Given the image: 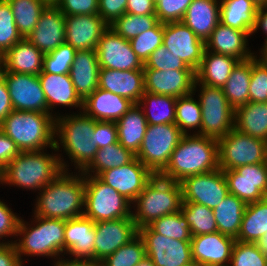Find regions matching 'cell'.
<instances>
[{
	"label": "cell",
	"instance_id": "obj_18",
	"mask_svg": "<svg viewBox=\"0 0 267 266\" xmlns=\"http://www.w3.org/2000/svg\"><path fill=\"white\" fill-rule=\"evenodd\" d=\"M96 51L100 68L121 71L144 68L129 40L118 35L111 27L101 36Z\"/></svg>",
	"mask_w": 267,
	"mask_h": 266
},
{
	"label": "cell",
	"instance_id": "obj_31",
	"mask_svg": "<svg viewBox=\"0 0 267 266\" xmlns=\"http://www.w3.org/2000/svg\"><path fill=\"white\" fill-rule=\"evenodd\" d=\"M4 71L39 75L43 70L44 54L22 38L3 54Z\"/></svg>",
	"mask_w": 267,
	"mask_h": 266
},
{
	"label": "cell",
	"instance_id": "obj_34",
	"mask_svg": "<svg viewBox=\"0 0 267 266\" xmlns=\"http://www.w3.org/2000/svg\"><path fill=\"white\" fill-rule=\"evenodd\" d=\"M258 8L253 0H220V22L252 35Z\"/></svg>",
	"mask_w": 267,
	"mask_h": 266
},
{
	"label": "cell",
	"instance_id": "obj_54",
	"mask_svg": "<svg viewBox=\"0 0 267 266\" xmlns=\"http://www.w3.org/2000/svg\"><path fill=\"white\" fill-rule=\"evenodd\" d=\"M56 7L65 16L98 14V0H60Z\"/></svg>",
	"mask_w": 267,
	"mask_h": 266
},
{
	"label": "cell",
	"instance_id": "obj_12",
	"mask_svg": "<svg viewBox=\"0 0 267 266\" xmlns=\"http://www.w3.org/2000/svg\"><path fill=\"white\" fill-rule=\"evenodd\" d=\"M145 244L146 256L156 266H185L192 260L191 242L167 238L149 226L138 229Z\"/></svg>",
	"mask_w": 267,
	"mask_h": 266
},
{
	"label": "cell",
	"instance_id": "obj_57",
	"mask_svg": "<svg viewBox=\"0 0 267 266\" xmlns=\"http://www.w3.org/2000/svg\"><path fill=\"white\" fill-rule=\"evenodd\" d=\"M127 0H98V15L110 26L126 13Z\"/></svg>",
	"mask_w": 267,
	"mask_h": 266
},
{
	"label": "cell",
	"instance_id": "obj_24",
	"mask_svg": "<svg viewBox=\"0 0 267 266\" xmlns=\"http://www.w3.org/2000/svg\"><path fill=\"white\" fill-rule=\"evenodd\" d=\"M95 222L84 215L65 222V254L94 263ZM74 256V257H73Z\"/></svg>",
	"mask_w": 267,
	"mask_h": 266
},
{
	"label": "cell",
	"instance_id": "obj_63",
	"mask_svg": "<svg viewBox=\"0 0 267 266\" xmlns=\"http://www.w3.org/2000/svg\"><path fill=\"white\" fill-rule=\"evenodd\" d=\"M54 260H55L54 261L55 264L53 263L54 266H96L93 262L88 260L73 259V258L69 260L62 258V256Z\"/></svg>",
	"mask_w": 267,
	"mask_h": 266
},
{
	"label": "cell",
	"instance_id": "obj_4",
	"mask_svg": "<svg viewBox=\"0 0 267 266\" xmlns=\"http://www.w3.org/2000/svg\"><path fill=\"white\" fill-rule=\"evenodd\" d=\"M94 128L95 119L83 111L64 116L59 113L55 118L54 151L59 152L60 147L63 148L78 172H82L92 162L99 150L90 142Z\"/></svg>",
	"mask_w": 267,
	"mask_h": 266
},
{
	"label": "cell",
	"instance_id": "obj_7",
	"mask_svg": "<svg viewBox=\"0 0 267 266\" xmlns=\"http://www.w3.org/2000/svg\"><path fill=\"white\" fill-rule=\"evenodd\" d=\"M131 217L138 229L166 215L181 211L183 196L180 182L154 175L132 202Z\"/></svg>",
	"mask_w": 267,
	"mask_h": 266
},
{
	"label": "cell",
	"instance_id": "obj_19",
	"mask_svg": "<svg viewBox=\"0 0 267 266\" xmlns=\"http://www.w3.org/2000/svg\"><path fill=\"white\" fill-rule=\"evenodd\" d=\"M154 174L136 157L126 165L103 171L98 177L131 203Z\"/></svg>",
	"mask_w": 267,
	"mask_h": 266
},
{
	"label": "cell",
	"instance_id": "obj_21",
	"mask_svg": "<svg viewBox=\"0 0 267 266\" xmlns=\"http://www.w3.org/2000/svg\"><path fill=\"white\" fill-rule=\"evenodd\" d=\"M146 92L170 95L176 98L193 92L196 80L194 70L143 69Z\"/></svg>",
	"mask_w": 267,
	"mask_h": 266
},
{
	"label": "cell",
	"instance_id": "obj_50",
	"mask_svg": "<svg viewBox=\"0 0 267 266\" xmlns=\"http://www.w3.org/2000/svg\"><path fill=\"white\" fill-rule=\"evenodd\" d=\"M267 256L257 243L235 241L229 266H266Z\"/></svg>",
	"mask_w": 267,
	"mask_h": 266
},
{
	"label": "cell",
	"instance_id": "obj_3",
	"mask_svg": "<svg viewBox=\"0 0 267 266\" xmlns=\"http://www.w3.org/2000/svg\"><path fill=\"white\" fill-rule=\"evenodd\" d=\"M219 169L218 140L199 134L184 135L171 154L163 178L181 182L184 178Z\"/></svg>",
	"mask_w": 267,
	"mask_h": 266
},
{
	"label": "cell",
	"instance_id": "obj_22",
	"mask_svg": "<svg viewBox=\"0 0 267 266\" xmlns=\"http://www.w3.org/2000/svg\"><path fill=\"white\" fill-rule=\"evenodd\" d=\"M108 27L98 14L65 16V43L76 51L96 50Z\"/></svg>",
	"mask_w": 267,
	"mask_h": 266
},
{
	"label": "cell",
	"instance_id": "obj_33",
	"mask_svg": "<svg viewBox=\"0 0 267 266\" xmlns=\"http://www.w3.org/2000/svg\"><path fill=\"white\" fill-rule=\"evenodd\" d=\"M116 123L118 142L137 154L147 130V120L142 108L134 104Z\"/></svg>",
	"mask_w": 267,
	"mask_h": 266
},
{
	"label": "cell",
	"instance_id": "obj_47",
	"mask_svg": "<svg viewBox=\"0 0 267 266\" xmlns=\"http://www.w3.org/2000/svg\"><path fill=\"white\" fill-rule=\"evenodd\" d=\"M164 23L158 22L153 28L142 32L129 40L132 50L136 53L143 64L163 43Z\"/></svg>",
	"mask_w": 267,
	"mask_h": 266
},
{
	"label": "cell",
	"instance_id": "obj_9",
	"mask_svg": "<svg viewBox=\"0 0 267 266\" xmlns=\"http://www.w3.org/2000/svg\"><path fill=\"white\" fill-rule=\"evenodd\" d=\"M200 86L199 102L202 111L201 135L219 139L234 128L235 110L229 104L223 88L194 83L193 92Z\"/></svg>",
	"mask_w": 267,
	"mask_h": 266
},
{
	"label": "cell",
	"instance_id": "obj_36",
	"mask_svg": "<svg viewBox=\"0 0 267 266\" xmlns=\"http://www.w3.org/2000/svg\"><path fill=\"white\" fill-rule=\"evenodd\" d=\"M266 233L267 197L247 204L236 240L244 243H258Z\"/></svg>",
	"mask_w": 267,
	"mask_h": 266
},
{
	"label": "cell",
	"instance_id": "obj_65",
	"mask_svg": "<svg viewBox=\"0 0 267 266\" xmlns=\"http://www.w3.org/2000/svg\"><path fill=\"white\" fill-rule=\"evenodd\" d=\"M261 53H259L260 57L259 60L263 62L264 64H267V41L264 42L262 48H260Z\"/></svg>",
	"mask_w": 267,
	"mask_h": 266
},
{
	"label": "cell",
	"instance_id": "obj_38",
	"mask_svg": "<svg viewBox=\"0 0 267 266\" xmlns=\"http://www.w3.org/2000/svg\"><path fill=\"white\" fill-rule=\"evenodd\" d=\"M252 58L239 61L223 86L224 94L234 110L249 102Z\"/></svg>",
	"mask_w": 267,
	"mask_h": 266
},
{
	"label": "cell",
	"instance_id": "obj_42",
	"mask_svg": "<svg viewBox=\"0 0 267 266\" xmlns=\"http://www.w3.org/2000/svg\"><path fill=\"white\" fill-rule=\"evenodd\" d=\"M194 95V92H192L177 98L176 101L175 124L184 135H188V131L192 129H195L192 134L201 135V105L199 100H195ZM196 130L198 131L196 132Z\"/></svg>",
	"mask_w": 267,
	"mask_h": 266
},
{
	"label": "cell",
	"instance_id": "obj_45",
	"mask_svg": "<svg viewBox=\"0 0 267 266\" xmlns=\"http://www.w3.org/2000/svg\"><path fill=\"white\" fill-rule=\"evenodd\" d=\"M145 256V244L138 234L129 243L108 255L98 266H136Z\"/></svg>",
	"mask_w": 267,
	"mask_h": 266
},
{
	"label": "cell",
	"instance_id": "obj_5",
	"mask_svg": "<svg viewBox=\"0 0 267 266\" xmlns=\"http://www.w3.org/2000/svg\"><path fill=\"white\" fill-rule=\"evenodd\" d=\"M33 216V221L36 223L31 221L33 226L23 219L20 220L17 230L19 238L17 237V240H14L21 263L24 265L23 255L45 256L55 259L60 257V255L64 257L66 220ZM21 235L22 237H20Z\"/></svg>",
	"mask_w": 267,
	"mask_h": 266
},
{
	"label": "cell",
	"instance_id": "obj_8",
	"mask_svg": "<svg viewBox=\"0 0 267 266\" xmlns=\"http://www.w3.org/2000/svg\"><path fill=\"white\" fill-rule=\"evenodd\" d=\"M84 216L94 222L132 218V203L98 176H84Z\"/></svg>",
	"mask_w": 267,
	"mask_h": 266
},
{
	"label": "cell",
	"instance_id": "obj_28",
	"mask_svg": "<svg viewBox=\"0 0 267 266\" xmlns=\"http://www.w3.org/2000/svg\"><path fill=\"white\" fill-rule=\"evenodd\" d=\"M99 71L100 65L96 50L90 49L76 52L69 76L76 93L82 101L98 88Z\"/></svg>",
	"mask_w": 267,
	"mask_h": 266
},
{
	"label": "cell",
	"instance_id": "obj_51",
	"mask_svg": "<svg viewBox=\"0 0 267 266\" xmlns=\"http://www.w3.org/2000/svg\"><path fill=\"white\" fill-rule=\"evenodd\" d=\"M249 102H267V64L261 62L257 55L252 57Z\"/></svg>",
	"mask_w": 267,
	"mask_h": 266
},
{
	"label": "cell",
	"instance_id": "obj_11",
	"mask_svg": "<svg viewBox=\"0 0 267 266\" xmlns=\"http://www.w3.org/2000/svg\"><path fill=\"white\" fill-rule=\"evenodd\" d=\"M219 169L267 162V142L240 132L235 127L218 139Z\"/></svg>",
	"mask_w": 267,
	"mask_h": 266
},
{
	"label": "cell",
	"instance_id": "obj_41",
	"mask_svg": "<svg viewBox=\"0 0 267 266\" xmlns=\"http://www.w3.org/2000/svg\"><path fill=\"white\" fill-rule=\"evenodd\" d=\"M14 15L15 25L22 38H26L35 28L48 6L42 0H7Z\"/></svg>",
	"mask_w": 267,
	"mask_h": 266
},
{
	"label": "cell",
	"instance_id": "obj_61",
	"mask_svg": "<svg viewBox=\"0 0 267 266\" xmlns=\"http://www.w3.org/2000/svg\"><path fill=\"white\" fill-rule=\"evenodd\" d=\"M13 111L7 84L0 76V123Z\"/></svg>",
	"mask_w": 267,
	"mask_h": 266
},
{
	"label": "cell",
	"instance_id": "obj_25",
	"mask_svg": "<svg viewBox=\"0 0 267 266\" xmlns=\"http://www.w3.org/2000/svg\"><path fill=\"white\" fill-rule=\"evenodd\" d=\"M98 88L138 104L145 92L143 69L121 71L100 68Z\"/></svg>",
	"mask_w": 267,
	"mask_h": 266
},
{
	"label": "cell",
	"instance_id": "obj_40",
	"mask_svg": "<svg viewBox=\"0 0 267 266\" xmlns=\"http://www.w3.org/2000/svg\"><path fill=\"white\" fill-rule=\"evenodd\" d=\"M134 158L135 154L117 142L99 149L82 173L84 176H99L103 171L126 165Z\"/></svg>",
	"mask_w": 267,
	"mask_h": 266
},
{
	"label": "cell",
	"instance_id": "obj_55",
	"mask_svg": "<svg viewBox=\"0 0 267 266\" xmlns=\"http://www.w3.org/2000/svg\"><path fill=\"white\" fill-rule=\"evenodd\" d=\"M99 149L118 142L117 126L115 122L96 121L93 137L90 140Z\"/></svg>",
	"mask_w": 267,
	"mask_h": 266
},
{
	"label": "cell",
	"instance_id": "obj_62",
	"mask_svg": "<svg viewBox=\"0 0 267 266\" xmlns=\"http://www.w3.org/2000/svg\"><path fill=\"white\" fill-rule=\"evenodd\" d=\"M260 28L266 34L265 41H267V5L259 6L252 34L257 33V30Z\"/></svg>",
	"mask_w": 267,
	"mask_h": 266
},
{
	"label": "cell",
	"instance_id": "obj_32",
	"mask_svg": "<svg viewBox=\"0 0 267 266\" xmlns=\"http://www.w3.org/2000/svg\"><path fill=\"white\" fill-rule=\"evenodd\" d=\"M238 62L232 56L204 50L201 64L195 72V83L223 88Z\"/></svg>",
	"mask_w": 267,
	"mask_h": 266
},
{
	"label": "cell",
	"instance_id": "obj_53",
	"mask_svg": "<svg viewBox=\"0 0 267 266\" xmlns=\"http://www.w3.org/2000/svg\"><path fill=\"white\" fill-rule=\"evenodd\" d=\"M193 0H159L155 4V15L161 23L181 21Z\"/></svg>",
	"mask_w": 267,
	"mask_h": 266
},
{
	"label": "cell",
	"instance_id": "obj_29",
	"mask_svg": "<svg viewBox=\"0 0 267 266\" xmlns=\"http://www.w3.org/2000/svg\"><path fill=\"white\" fill-rule=\"evenodd\" d=\"M38 77L47 100L49 114H54L56 118V113L52 112L53 107L58 105L71 108L79 107V110L82 111L83 101L76 93L69 74L40 73Z\"/></svg>",
	"mask_w": 267,
	"mask_h": 266
},
{
	"label": "cell",
	"instance_id": "obj_56",
	"mask_svg": "<svg viewBox=\"0 0 267 266\" xmlns=\"http://www.w3.org/2000/svg\"><path fill=\"white\" fill-rule=\"evenodd\" d=\"M21 217L16 215L8 205L0 200V238L8 236L17 237V230ZM0 243H14V241H0Z\"/></svg>",
	"mask_w": 267,
	"mask_h": 266
},
{
	"label": "cell",
	"instance_id": "obj_17",
	"mask_svg": "<svg viewBox=\"0 0 267 266\" xmlns=\"http://www.w3.org/2000/svg\"><path fill=\"white\" fill-rule=\"evenodd\" d=\"M137 235L138 228L133 218L95 222L94 264L98 265Z\"/></svg>",
	"mask_w": 267,
	"mask_h": 266
},
{
	"label": "cell",
	"instance_id": "obj_66",
	"mask_svg": "<svg viewBox=\"0 0 267 266\" xmlns=\"http://www.w3.org/2000/svg\"><path fill=\"white\" fill-rule=\"evenodd\" d=\"M136 266H156L153 261L145 256Z\"/></svg>",
	"mask_w": 267,
	"mask_h": 266
},
{
	"label": "cell",
	"instance_id": "obj_23",
	"mask_svg": "<svg viewBox=\"0 0 267 266\" xmlns=\"http://www.w3.org/2000/svg\"><path fill=\"white\" fill-rule=\"evenodd\" d=\"M65 15L56 6H47L26 39L44 55L65 43Z\"/></svg>",
	"mask_w": 267,
	"mask_h": 266
},
{
	"label": "cell",
	"instance_id": "obj_6",
	"mask_svg": "<svg viewBox=\"0 0 267 266\" xmlns=\"http://www.w3.org/2000/svg\"><path fill=\"white\" fill-rule=\"evenodd\" d=\"M0 129L10 137L21 152L54 150L55 117L37 111L13 110Z\"/></svg>",
	"mask_w": 267,
	"mask_h": 266
},
{
	"label": "cell",
	"instance_id": "obj_39",
	"mask_svg": "<svg viewBox=\"0 0 267 266\" xmlns=\"http://www.w3.org/2000/svg\"><path fill=\"white\" fill-rule=\"evenodd\" d=\"M176 101L177 98L170 95L145 91L138 105L142 108L148 124H175Z\"/></svg>",
	"mask_w": 267,
	"mask_h": 266
},
{
	"label": "cell",
	"instance_id": "obj_20",
	"mask_svg": "<svg viewBox=\"0 0 267 266\" xmlns=\"http://www.w3.org/2000/svg\"><path fill=\"white\" fill-rule=\"evenodd\" d=\"M235 241L219 231L192 236V260L201 266H229Z\"/></svg>",
	"mask_w": 267,
	"mask_h": 266
},
{
	"label": "cell",
	"instance_id": "obj_14",
	"mask_svg": "<svg viewBox=\"0 0 267 266\" xmlns=\"http://www.w3.org/2000/svg\"><path fill=\"white\" fill-rule=\"evenodd\" d=\"M229 193L246 204L267 197V162L243 165L233 170H223Z\"/></svg>",
	"mask_w": 267,
	"mask_h": 266
},
{
	"label": "cell",
	"instance_id": "obj_37",
	"mask_svg": "<svg viewBox=\"0 0 267 266\" xmlns=\"http://www.w3.org/2000/svg\"><path fill=\"white\" fill-rule=\"evenodd\" d=\"M246 206L244 201L228 193L224 200L213 209L218 231L236 239Z\"/></svg>",
	"mask_w": 267,
	"mask_h": 266
},
{
	"label": "cell",
	"instance_id": "obj_13",
	"mask_svg": "<svg viewBox=\"0 0 267 266\" xmlns=\"http://www.w3.org/2000/svg\"><path fill=\"white\" fill-rule=\"evenodd\" d=\"M180 184L183 202L197 203L212 210L229 193L227 181L222 169L188 176Z\"/></svg>",
	"mask_w": 267,
	"mask_h": 266
},
{
	"label": "cell",
	"instance_id": "obj_44",
	"mask_svg": "<svg viewBox=\"0 0 267 266\" xmlns=\"http://www.w3.org/2000/svg\"><path fill=\"white\" fill-rule=\"evenodd\" d=\"M154 232L181 241H191L192 235L187 219L181 211L163 216L148 225Z\"/></svg>",
	"mask_w": 267,
	"mask_h": 266
},
{
	"label": "cell",
	"instance_id": "obj_10",
	"mask_svg": "<svg viewBox=\"0 0 267 266\" xmlns=\"http://www.w3.org/2000/svg\"><path fill=\"white\" fill-rule=\"evenodd\" d=\"M183 136L176 124H148L135 157L154 175H159L168 165L171 154Z\"/></svg>",
	"mask_w": 267,
	"mask_h": 266
},
{
	"label": "cell",
	"instance_id": "obj_52",
	"mask_svg": "<svg viewBox=\"0 0 267 266\" xmlns=\"http://www.w3.org/2000/svg\"><path fill=\"white\" fill-rule=\"evenodd\" d=\"M143 69L155 70H193L189 68L180 58L172 54L164 45L159 46L150 54Z\"/></svg>",
	"mask_w": 267,
	"mask_h": 266
},
{
	"label": "cell",
	"instance_id": "obj_64",
	"mask_svg": "<svg viewBox=\"0 0 267 266\" xmlns=\"http://www.w3.org/2000/svg\"><path fill=\"white\" fill-rule=\"evenodd\" d=\"M260 251L267 256V233L258 241Z\"/></svg>",
	"mask_w": 267,
	"mask_h": 266
},
{
	"label": "cell",
	"instance_id": "obj_59",
	"mask_svg": "<svg viewBox=\"0 0 267 266\" xmlns=\"http://www.w3.org/2000/svg\"><path fill=\"white\" fill-rule=\"evenodd\" d=\"M0 266H24L14 243H0Z\"/></svg>",
	"mask_w": 267,
	"mask_h": 266
},
{
	"label": "cell",
	"instance_id": "obj_16",
	"mask_svg": "<svg viewBox=\"0 0 267 266\" xmlns=\"http://www.w3.org/2000/svg\"><path fill=\"white\" fill-rule=\"evenodd\" d=\"M162 45L189 68L197 71L203 58L205 42L182 21L164 23Z\"/></svg>",
	"mask_w": 267,
	"mask_h": 266
},
{
	"label": "cell",
	"instance_id": "obj_49",
	"mask_svg": "<svg viewBox=\"0 0 267 266\" xmlns=\"http://www.w3.org/2000/svg\"><path fill=\"white\" fill-rule=\"evenodd\" d=\"M22 39L7 0H0V52L3 54Z\"/></svg>",
	"mask_w": 267,
	"mask_h": 266
},
{
	"label": "cell",
	"instance_id": "obj_15",
	"mask_svg": "<svg viewBox=\"0 0 267 266\" xmlns=\"http://www.w3.org/2000/svg\"><path fill=\"white\" fill-rule=\"evenodd\" d=\"M13 110L48 113L47 100L38 75L3 72Z\"/></svg>",
	"mask_w": 267,
	"mask_h": 266
},
{
	"label": "cell",
	"instance_id": "obj_30",
	"mask_svg": "<svg viewBox=\"0 0 267 266\" xmlns=\"http://www.w3.org/2000/svg\"><path fill=\"white\" fill-rule=\"evenodd\" d=\"M181 21L205 42L220 23L219 0H193Z\"/></svg>",
	"mask_w": 267,
	"mask_h": 266
},
{
	"label": "cell",
	"instance_id": "obj_58",
	"mask_svg": "<svg viewBox=\"0 0 267 266\" xmlns=\"http://www.w3.org/2000/svg\"><path fill=\"white\" fill-rule=\"evenodd\" d=\"M20 153L16 143L0 129V172Z\"/></svg>",
	"mask_w": 267,
	"mask_h": 266
},
{
	"label": "cell",
	"instance_id": "obj_2",
	"mask_svg": "<svg viewBox=\"0 0 267 266\" xmlns=\"http://www.w3.org/2000/svg\"><path fill=\"white\" fill-rule=\"evenodd\" d=\"M44 151L47 152L45 149L18 154L0 172V184L40 191L63 171H68L70 165L63 156Z\"/></svg>",
	"mask_w": 267,
	"mask_h": 266
},
{
	"label": "cell",
	"instance_id": "obj_67",
	"mask_svg": "<svg viewBox=\"0 0 267 266\" xmlns=\"http://www.w3.org/2000/svg\"><path fill=\"white\" fill-rule=\"evenodd\" d=\"M3 71H4L3 53L0 52V76H2Z\"/></svg>",
	"mask_w": 267,
	"mask_h": 266
},
{
	"label": "cell",
	"instance_id": "obj_35",
	"mask_svg": "<svg viewBox=\"0 0 267 266\" xmlns=\"http://www.w3.org/2000/svg\"><path fill=\"white\" fill-rule=\"evenodd\" d=\"M234 127L267 142V102H248L236 108Z\"/></svg>",
	"mask_w": 267,
	"mask_h": 266
},
{
	"label": "cell",
	"instance_id": "obj_70",
	"mask_svg": "<svg viewBox=\"0 0 267 266\" xmlns=\"http://www.w3.org/2000/svg\"><path fill=\"white\" fill-rule=\"evenodd\" d=\"M185 266H201V265H199L198 263L193 261V262H191V263H189V264H187Z\"/></svg>",
	"mask_w": 267,
	"mask_h": 266
},
{
	"label": "cell",
	"instance_id": "obj_68",
	"mask_svg": "<svg viewBox=\"0 0 267 266\" xmlns=\"http://www.w3.org/2000/svg\"><path fill=\"white\" fill-rule=\"evenodd\" d=\"M45 4L49 5V6H56V4L60 1V0H42Z\"/></svg>",
	"mask_w": 267,
	"mask_h": 266
},
{
	"label": "cell",
	"instance_id": "obj_60",
	"mask_svg": "<svg viewBox=\"0 0 267 266\" xmlns=\"http://www.w3.org/2000/svg\"><path fill=\"white\" fill-rule=\"evenodd\" d=\"M126 13L142 15H155V2L153 0H127Z\"/></svg>",
	"mask_w": 267,
	"mask_h": 266
},
{
	"label": "cell",
	"instance_id": "obj_46",
	"mask_svg": "<svg viewBox=\"0 0 267 266\" xmlns=\"http://www.w3.org/2000/svg\"><path fill=\"white\" fill-rule=\"evenodd\" d=\"M158 19L156 15H136L125 13L119 17L111 27L118 35L130 40L144 31L153 28Z\"/></svg>",
	"mask_w": 267,
	"mask_h": 266
},
{
	"label": "cell",
	"instance_id": "obj_26",
	"mask_svg": "<svg viewBox=\"0 0 267 266\" xmlns=\"http://www.w3.org/2000/svg\"><path fill=\"white\" fill-rule=\"evenodd\" d=\"M249 37L251 36L247 32L225 26L220 22L205 41V50L245 61L256 55L247 47Z\"/></svg>",
	"mask_w": 267,
	"mask_h": 266
},
{
	"label": "cell",
	"instance_id": "obj_1",
	"mask_svg": "<svg viewBox=\"0 0 267 266\" xmlns=\"http://www.w3.org/2000/svg\"><path fill=\"white\" fill-rule=\"evenodd\" d=\"M63 171L38 192L34 215L68 220L84 214V174ZM78 173V174H77Z\"/></svg>",
	"mask_w": 267,
	"mask_h": 266
},
{
	"label": "cell",
	"instance_id": "obj_69",
	"mask_svg": "<svg viewBox=\"0 0 267 266\" xmlns=\"http://www.w3.org/2000/svg\"><path fill=\"white\" fill-rule=\"evenodd\" d=\"M257 5L264 6L267 3V0H253Z\"/></svg>",
	"mask_w": 267,
	"mask_h": 266
},
{
	"label": "cell",
	"instance_id": "obj_43",
	"mask_svg": "<svg viewBox=\"0 0 267 266\" xmlns=\"http://www.w3.org/2000/svg\"><path fill=\"white\" fill-rule=\"evenodd\" d=\"M181 212L187 219L192 236L218 231L212 209L197 203L183 202Z\"/></svg>",
	"mask_w": 267,
	"mask_h": 266
},
{
	"label": "cell",
	"instance_id": "obj_48",
	"mask_svg": "<svg viewBox=\"0 0 267 266\" xmlns=\"http://www.w3.org/2000/svg\"><path fill=\"white\" fill-rule=\"evenodd\" d=\"M76 50L69 44H61L57 49L44 55L41 73L69 74Z\"/></svg>",
	"mask_w": 267,
	"mask_h": 266
},
{
	"label": "cell",
	"instance_id": "obj_27",
	"mask_svg": "<svg viewBox=\"0 0 267 266\" xmlns=\"http://www.w3.org/2000/svg\"><path fill=\"white\" fill-rule=\"evenodd\" d=\"M133 105L125 97L97 88L83 101L82 111L96 121L117 122Z\"/></svg>",
	"mask_w": 267,
	"mask_h": 266
}]
</instances>
